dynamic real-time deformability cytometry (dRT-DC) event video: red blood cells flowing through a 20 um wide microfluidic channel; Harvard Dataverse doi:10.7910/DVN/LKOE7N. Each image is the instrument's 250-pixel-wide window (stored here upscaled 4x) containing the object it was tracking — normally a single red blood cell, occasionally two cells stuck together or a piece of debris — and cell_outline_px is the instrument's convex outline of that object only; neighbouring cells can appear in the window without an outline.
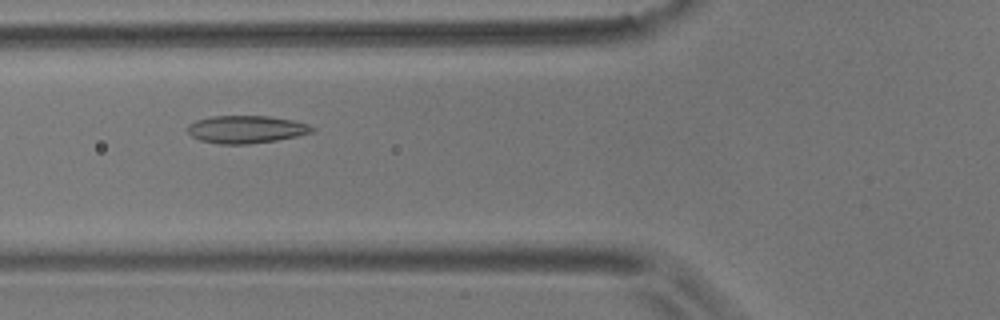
{"species": "common noctule bat (a hibernating species)", "species_latin": "Nyctalus noctula", "temperature_condition": "room temperature", "stored_images_in_passage": 7, "camera_frame_rate_fps": 3000, "um_per_image_px": 0.085, "animal": {"sex": "male", "body_mass_g": 17.9}, "frame": {"image": 1, "passage_image": 3, "time_ms": 0.667, "image_size_px": [1000, 320], "cell_outline_px": [[316, 128], [312, 132], [296, 136], [276, 140], [248, 144], [220, 144], [200, 140], [192, 136], [184, 128], [188, 124], [196, 120], [212, 116], [268, 116], [292, 120], [308, 124]], "centroid_in_image_um": [20.88, 10.99], "position_along_channel_um": 104.9, "area_um2": 20.06}}
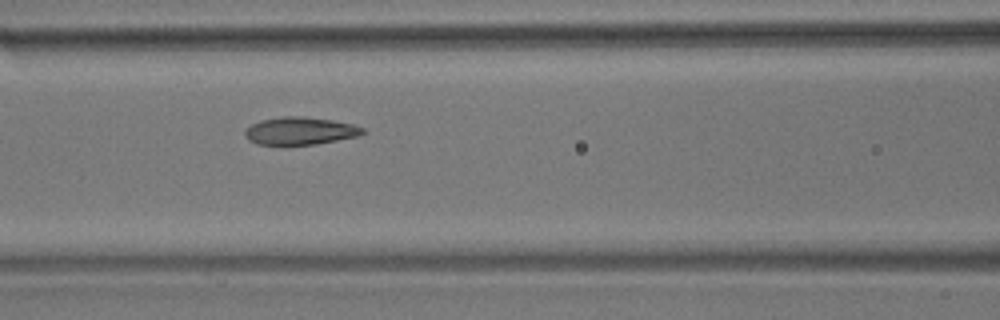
{"frame": {"image": 2, "passage_image": 4, "time_ms": 1.0, "image_size_px": [1000, 320], "cell_outline_px": [[368, 132], [356, 136], [316, 144], [284, 148], [256, 144], [248, 140], [244, 136], [244, 128], [260, 120], [280, 116], [304, 116], [332, 120], [352, 124], [364, 128]], "centroid_in_image_um": [25.42, 11.16], "position_along_channel_um": 141.2, "area_um2": 19.88}}
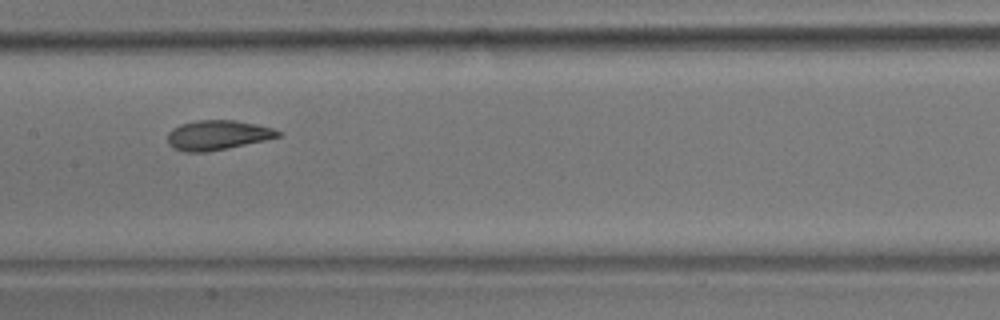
{"frame": {"image": 3, "passage_image": 5, "time_ms": 1.333, "image_size_px": [1000, 320], "cell_outline_px": [[280, 136], [264, 140], [228, 148], [204, 152], [184, 152], [172, 148], [168, 144], [168, 132], [172, 128], [180, 124], [196, 120], [236, 120], [256, 124], [272, 128], [280, 132]], "centroid_in_image_um": [18.44, 11.48], "position_along_channel_um": 189.0, "area_um2": 19.07}}